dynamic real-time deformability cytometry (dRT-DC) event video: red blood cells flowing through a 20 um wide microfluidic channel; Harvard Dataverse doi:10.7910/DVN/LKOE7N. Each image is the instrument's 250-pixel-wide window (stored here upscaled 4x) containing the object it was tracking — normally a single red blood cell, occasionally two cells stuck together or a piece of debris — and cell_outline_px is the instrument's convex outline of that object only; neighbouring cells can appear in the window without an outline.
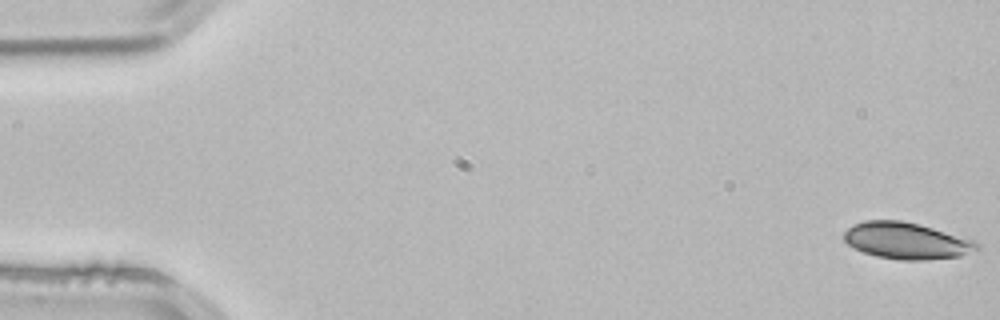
{"species": "common noctule bat (a hibernating species)", "species_latin": "Nyctalus noctula", "temperature_condition": "room temperature", "stored_images_in_passage": 6, "camera_frame_rate_fps": 3000, "um_per_image_px": 0.085, "animal": {"sex": "male", "body_mass_g": 21.5, "forearm_length_mm": 52.0}, "frame": {"image": 1, "passage_image": 1, "time_ms": 0.0, "image_size_px": [1000, 320], "cell_outline_px": [[980, 248], [960, 256], [924, 260], [900, 260], [876, 256], [864, 252], [848, 244], [844, 240], [844, 232], [848, 228], [864, 220], [900, 220], [920, 224], [972, 240], [980, 244]], "centroid_in_image_um": [77.04, 20.46], "position_along_channel_um": 8.0, "area_um2": 28.03}}
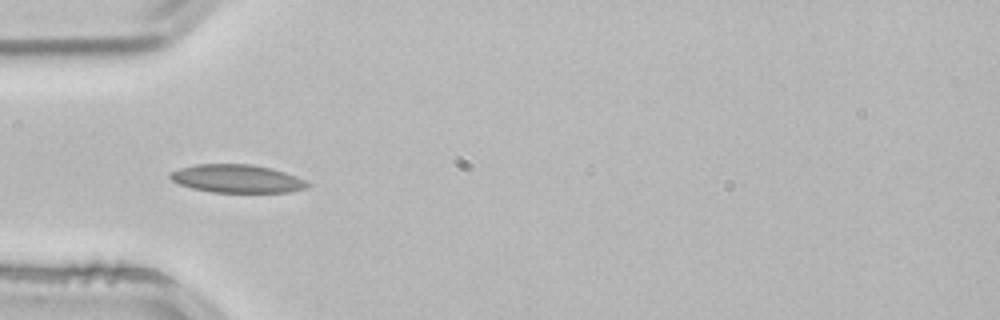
{"frame": {"image": 2, "passage_image": 5, "time_ms": 1.333, "image_size_px": [1000, 320], "cell_outline_px": [[308, 188], [288, 192], [212, 192], [192, 188], [180, 184], [172, 180], [168, 176], [172, 172], [180, 168], [196, 164], [252, 164], [272, 168], [296, 176], [304, 180], [308, 184]], "centroid_in_image_um": [20.14, 15.18], "position_along_channel_um": 64.9, "area_um2": 22.37}}